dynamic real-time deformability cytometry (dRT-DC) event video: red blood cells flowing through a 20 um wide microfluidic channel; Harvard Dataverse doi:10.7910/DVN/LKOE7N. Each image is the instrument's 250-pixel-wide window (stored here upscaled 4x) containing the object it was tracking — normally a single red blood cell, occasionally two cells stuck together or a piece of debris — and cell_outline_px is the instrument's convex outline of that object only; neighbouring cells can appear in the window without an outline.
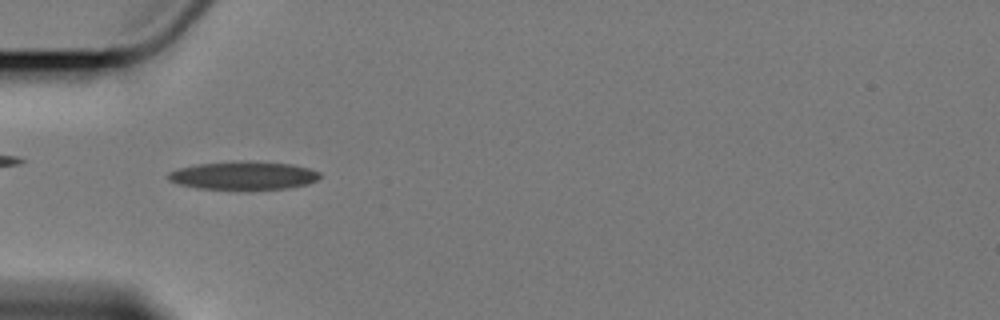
{"species": "Egyptian fruit bat (a non-hibernating species)", "species_latin": "Rousettus aegyptiacus", "temperature_condition": "cold", "stored_images_in_passage": 2, "camera_frame_rate_fps": 3000, "um_per_image_px": 0.085, "animal": {"sex": "female"}, "frame": {"image": 1, "passage_image": 1, "time_ms": 0.0, "image_size_px": [1000, 320], "cell_outline_px": [[320, 176], [316, 180], [308, 184], [288, 188], [248, 192], [196, 188], [180, 184], [168, 180], [168, 172], [180, 168], [196, 164], [232, 160], [256, 160], [292, 164], [308, 168], [320, 172]], "centroid_in_image_um": [20.7, 14.94], "position_along_channel_um": 64.3, "area_um2": 26.24}}
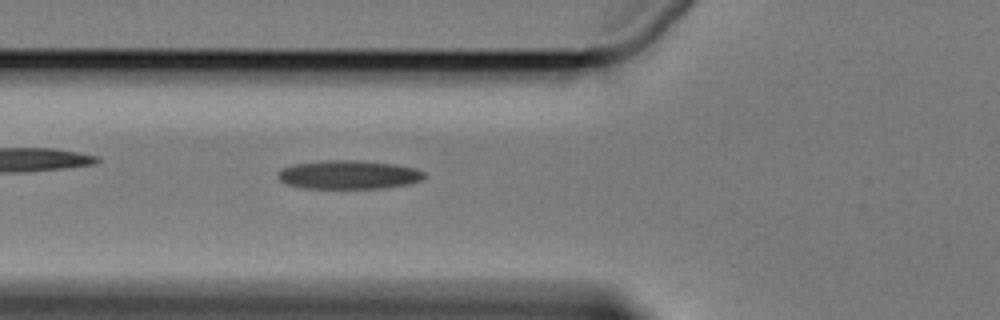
{"frame": {"image": 2, "passage_image": 2, "time_ms": 1.0, "image_size_px": [1000, 320], "cell_outline_px": [[424, 176], [420, 180], [408, 184], [380, 188], [304, 188], [288, 184], [280, 180], [276, 176], [276, 172], [284, 168], [296, 164], [328, 160], [356, 160], [396, 164], [416, 168], [424, 172]], "centroid_in_image_um": [29.63, 14.85], "position_along_channel_um": 96.2, "area_um2": 24.28}}